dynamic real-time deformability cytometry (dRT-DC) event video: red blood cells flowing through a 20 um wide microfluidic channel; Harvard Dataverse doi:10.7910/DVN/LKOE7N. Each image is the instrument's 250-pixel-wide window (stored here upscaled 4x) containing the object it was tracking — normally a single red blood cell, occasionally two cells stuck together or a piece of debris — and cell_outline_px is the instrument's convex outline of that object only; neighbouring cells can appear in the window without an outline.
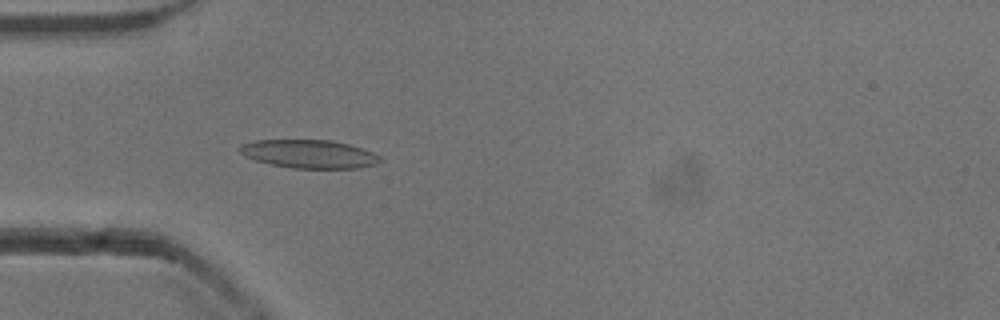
{"species": "common noctule bat (a hibernating species)", "species_latin": "Nyctalus noctula", "temperature_condition": "cold", "stored_images_in_passage": 52, "camera_frame_rate_fps": 3000, "um_per_image_px": 0.085, "animal": {"sex": "male", "body_mass_g": 13.3}, "frame": {"image": 1, "passage_image": 15, "time_ms": 4.667, "image_size_px": [1000, 320], "cell_outline_px": [[384, 160], [376, 164], [356, 168], [292, 168], [272, 164], [256, 160], [244, 156], [236, 148], [240, 144], [256, 140], [332, 140], [348, 144], [372, 152], [380, 156]], "centroid_in_image_um": [26.26, 13.08], "position_along_channel_um": 58.7, "area_um2": 23.18}}
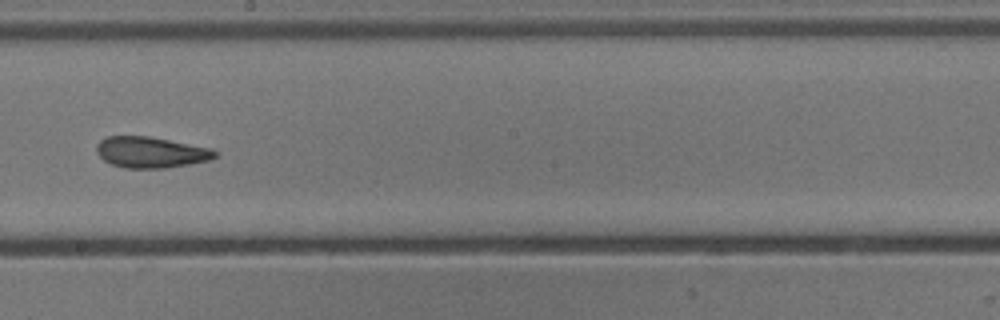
{"frame": {"image": 2, "passage_image": 29, "time_ms": 9.333, "image_size_px": [1000, 320], "cell_outline_px": [[220, 152], [212, 160], [164, 168], [124, 168], [112, 164], [104, 160], [96, 152], [96, 144], [100, 140], [108, 136], [148, 136], [212, 148]], "centroid_in_image_um": [12.84, 12.94], "position_along_channel_um": 235.4, "area_um2": 21.5}}
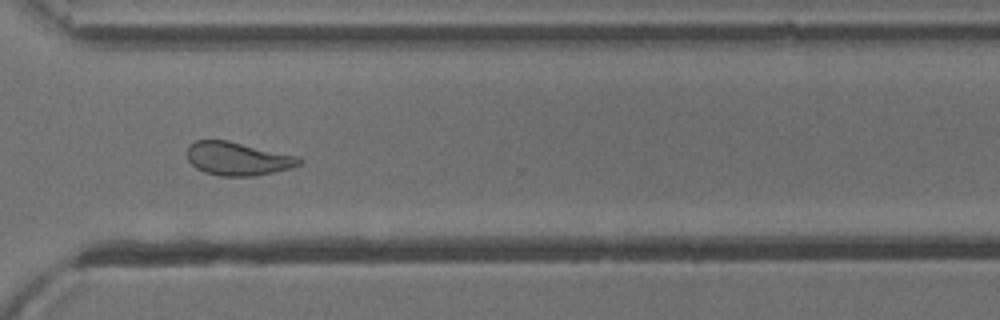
{"frame": {"image": 3, "passage_image": 38, "time_ms": 12.333, "image_size_px": [1000, 320], "cell_outline_px": [[304, 160], [300, 164], [288, 168], [272, 172], [252, 176], [220, 176], [204, 172], [196, 168], [188, 160], [188, 144], [196, 140], [228, 140], [300, 156]], "centroid_in_image_um": [20.21, 13.47], "position_along_channel_um": 350.4, "area_um2": 21.85}, "authors_computed_cell_mechanics": {"area_um2": 23.0044, "velocity_mm_per_s": 3.8441, "shape_relaxation_time_tau1_ms": null, "shape_relaxation_time_tau2_ms": 3.5698, "deformation_change_tau1": null, "deformation_change_tau2": 0.1121}}